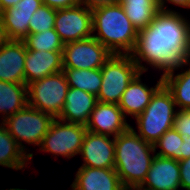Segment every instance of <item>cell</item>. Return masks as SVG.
Wrapping results in <instances>:
<instances>
[{
	"label": "cell",
	"mask_w": 190,
	"mask_h": 190,
	"mask_svg": "<svg viewBox=\"0 0 190 190\" xmlns=\"http://www.w3.org/2000/svg\"><path fill=\"white\" fill-rule=\"evenodd\" d=\"M11 39L7 34V30L3 24V20L0 14V49L5 46Z\"/></svg>",
	"instance_id": "obj_32"
},
{
	"label": "cell",
	"mask_w": 190,
	"mask_h": 190,
	"mask_svg": "<svg viewBox=\"0 0 190 190\" xmlns=\"http://www.w3.org/2000/svg\"><path fill=\"white\" fill-rule=\"evenodd\" d=\"M68 89L64 71L33 81L27 85L28 105L58 118Z\"/></svg>",
	"instance_id": "obj_7"
},
{
	"label": "cell",
	"mask_w": 190,
	"mask_h": 190,
	"mask_svg": "<svg viewBox=\"0 0 190 190\" xmlns=\"http://www.w3.org/2000/svg\"><path fill=\"white\" fill-rule=\"evenodd\" d=\"M71 190H126L114 168L79 166Z\"/></svg>",
	"instance_id": "obj_15"
},
{
	"label": "cell",
	"mask_w": 190,
	"mask_h": 190,
	"mask_svg": "<svg viewBox=\"0 0 190 190\" xmlns=\"http://www.w3.org/2000/svg\"><path fill=\"white\" fill-rule=\"evenodd\" d=\"M97 102V96L78 88L69 87L63 110L58 119L86 126Z\"/></svg>",
	"instance_id": "obj_19"
},
{
	"label": "cell",
	"mask_w": 190,
	"mask_h": 190,
	"mask_svg": "<svg viewBox=\"0 0 190 190\" xmlns=\"http://www.w3.org/2000/svg\"><path fill=\"white\" fill-rule=\"evenodd\" d=\"M54 119L52 115L27 104L20 111L5 119L3 123L18 145L30 156V163H32L34 154L30 153V148L28 149L25 144L39 147Z\"/></svg>",
	"instance_id": "obj_5"
},
{
	"label": "cell",
	"mask_w": 190,
	"mask_h": 190,
	"mask_svg": "<svg viewBox=\"0 0 190 190\" xmlns=\"http://www.w3.org/2000/svg\"><path fill=\"white\" fill-rule=\"evenodd\" d=\"M86 1L87 0H42V4L58 10V9L74 7Z\"/></svg>",
	"instance_id": "obj_30"
},
{
	"label": "cell",
	"mask_w": 190,
	"mask_h": 190,
	"mask_svg": "<svg viewBox=\"0 0 190 190\" xmlns=\"http://www.w3.org/2000/svg\"><path fill=\"white\" fill-rule=\"evenodd\" d=\"M63 51H35L26 48L25 84L63 71Z\"/></svg>",
	"instance_id": "obj_16"
},
{
	"label": "cell",
	"mask_w": 190,
	"mask_h": 190,
	"mask_svg": "<svg viewBox=\"0 0 190 190\" xmlns=\"http://www.w3.org/2000/svg\"><path fill=\"white\" fill-rule=\"evenodd\" d=\"M155 157L153 144L144 141L131 126L115 137V167L126 190H136L145 180Z\"/></svg>",
	"instance_id": "obj_3"
},
{
	"label": "cell",
	"mask_w": 190,
	"mask_h": 190,
	"mask_svg": "<svg viewBox=\"0 0 190 190\" xmlns=\"http://www.w3.org/2000/svg\"><path fill=\"white\" fill-rule=\"evenodd\" d=\"M93 37L112 54L130 55L138 31L118 1L91 0Z\"/></svg>",
	"instance_id": "obj_2"
},
{
	"label": "cell",
	"mask_w": 190,
	"mask_h": 190,
	"mask_svg": "<svg viewBox=\"0 0 190 190\" xmlns=\"http://www.w3.org/2000/svg\"><path fill=\"white\" fill-rule=\"evenodd\" d=\"M56 18V9L41 5L29 20V34L40 33L53 29Z\"/></svg>",
	"instance_id": "obj_27"
},
{
	"label": "cell",
	"mask_w": 190,
	"mask_h": 190,
	"mask_svg": "<svg viewBox=\"0 0 190 190\" xmlns=\"http://www.w3.org/2000/svg\"><path fill=\"white\" fill-rule=\"evenodd\" d=\"M183 8H186L188 11L190 10V0H186V3L183 6Z\"/></svg>",
	"instance_id": "obj_35"
},
{
	"label": "cell",
	"mask_w": 190,
	"mask_h": 190,
	"mask_svg": "<svg viewBox=\"0 0 190 190\" xmlns=\"http://www.w3.org/2000/svg\"><path fill=\"white\" fill-rule=\"evenodd\" d=\"M113 54L93 36L64 44L63 68L98 69Z\"/></svg>",
	"instance_id": "obj_10"
},
{
	"label": "cell",
	"mask_w": 190,
	"mask_h": 190,
	"mask_svg": "<svg viewBox=\"0 0 190 190\" xmlns=\"http://www.w3.org/2000/svg\"><path fill=\"white\" fill-rule=\"evenodd\" d=\"M54 29L64 44L92 37L91 0L56 10Z\"/></svg>",
	"instance_id": "obj_9"
},
{
	"label": "cell",
	"mask_w": 190,
	"mask_h": 190,
	"mask_svg": "<svg viewBox=\"0 0 190 190\" xmlns=\"http://www.w3.org/2000/svg\"><path fill=\"white\" fill-rule=\"evenodd\" d=\"M143 74L144 72H139L135 76L127 86L118 103L119 108L126 118L132 116L131 118L135 119L141 114L150 103L152 95L163 84V78L160 76L155 86H147L145 82H142L141 78Z\"/></svg>",
	"instance_id": "obj_14"
},
{
	"label": "cell",
	"mask_w": 190,
	"mask_h": 190,
	"mask_svg": "<svg viewBox=\"0 0 190 190\" xmlns=\"http://www.w3.org/2000/svg\"><path fill=\"white\" fill-rule=\"evenodd\" d=\"M42 0H20L14 7L0 12L11 40L23 41L29 35V20Z\"/></svg>",
	"instance_id": "obj_17"
},
{
	"label": "cell",
	"mask_w": 190,
	"mask_h": 190,
	"mask_svg": "<svg viewBox=\"0 0 190 190\" xmlns=\"http://www.w3.org/2000/svg\"><path fill=\"white\" fill-rule=\"evenodd\" d=\"M30 156L10 135L6 125L0 121V166L23 171L30 166Z\"/></svg>",
	"instance_id": "obj_20"
},
{
	"label": "cell",
	"mask_w": 190,
	"mask_h": 190,
	"mask_svg": "<svg viewBox=\"0 0 190 190\" xmlns=\"http://www.w3.org/2000/svg\"><path fill=\"white\" fill-rule=\"evenodd\" d=\"M171 92L162 84L152 95L150 103L139 114L136 133L146 142L154 144L167 130L174 127L178 110Z\"/></svg>",
	"instance_id": "obj_4"
},
{
	"label": "cell",
	"mask_w": 190,
	"mask_h": 190,
	"mask_svg": "<svg viewBox=\"0 0 190 190\" xmlns=\"http://www.w3.org/2000/svg\"><path fill=\"white\" fill-rule=\"evenodd\" d=\"M67 83L70 88L98 95L102 84L101 68L98 69H73L63 68Z\"/></svg>",
	"instance_id": "obj_24"
},
{
	"label": "cell",
	"mask_w": 190,
	"mask_h": 190,
	"mask_svg": "<svg viewBox=\"0 0 190 190\" xmlns=\"http://www.w3.org/2000/svg\"><path fill=\"white\" fill-rule=\"evenodd\" d=\"M179 70L164 76L163 84L171 92L178 111H183L190 108V59Z\"/></svg>",
	"instance_id": "obj_22"
},
{
	"label": "cell",
	"mask_w": 190,
	"mask_h": 190,
	"mask_svg": "<svg viewBox=\"0 0 190 190\" xmlns=\"http://www.w3.org/2000/svg\"><path fill=\"white\" fill-rule=\"evenodd\" d=\"M140 72L131 55L113 54L101 67L102 84L98 102L117 104L127 86Z\"/></svg>",
	"instance_id": "obj_6"
},
{
	"label": "cell",
	"mask_w": 190,
	"mask_h": 190,
	"mask_svg": "<svg viewBox=\"0 0 190 190\" xmlns=\"http://www.w3.org/2000/svg\"><path fill=\"white\" fill-rule=\"evenodd\" d=\"M28 104L27 85L0 81L1 122Z\"/></svg>",
	"instance_id": "obj_21"
},
{
	"label": "cell",
	"mask_w": 190,
	"mask_h": 190,
	"mask_svg": "<svg viewBox=\"0 0 190 190\" xmlns=\"http://www.w3.org/2000/svg\"><path fill=\"white\" fill-rule=\"evenodd\" d=\"M23 41L28 50L63 51L64 48V43L54 28L40 33L29 34Z\"/></svg>",
	"instance_id": "obj_25"
},
{
	"label": "cell",
	"mask_w": 190,
	"mask_h": 190,
	"mask_svg": "<svg viewBox=\"0 0 190 190\" xmlns=\"http://www.w3.org/2000/svg\"><path fill=\"white\" fill-rule=\"evenodd\" d=\"M181 160L190 157V137L184 136L182 143V151H181Z\"/></svg>",
	"instance_id": "obj_33"
},
{
	"label": "cell",
	"mask_w": 190,
	"mask_h": 190,
	"mask_svg": "<svg viewBox=\"0 0 190 190\" xmlns=\"http://www.w3.org/2000/svg\"><path fill=\"white\" fill-rule=\"evenodd\" d=\"M130 55L140 72L146 73L151 67L163 78L178 71L190 59L189 19L177 10L159 11L152 23L138 31Z\"/></svg>",
	"instance_id": "obj_1"
},
{
	"label": "cell",
	"mask_w": 190,
	"mask_h": 190,
	"mask_svg": "<svg viewBox=\"0 0 190 190\" xmlns=\"http://www.w3.org/2000/svg\"><path fill=\"white\" fill-rule=\"evenodd\" d=\"M178 162L180 168L181 189L190 190V157Z\"/></svg>",
	"instance_id": "obj_29"
},
{
	"label": "cell",
	"mask_w": 190,
	"mask_h": 190,
	"mask_svg": "<svg viewBox=\"0 0 190 190\" xmlns=\"http://www.w3.org/2000/svg\"><path fill=\"white\" fill-rule=\"evenodd\" d=\"M117 104L97 102L91 112L86 129L95 134L116 137L131 124Z\"/></svg>",
	"instance_id": "obj_12"
},
{
	"label": "cell",
	"mask_w": 190,
	"mask_h": 190,
	"mask_svg": "<svg viewBox=\"0 0 190 190\" xmlns=\"http://www.w3.org/2000/svg\"><path fill=\"white\" fill-rule=\"evenodd\" d=\"M86 132L85 125L55 118L38 150L50 153L55 159L61 156L69 160L79 155Z\"/></svg>",
	"instance_id": "obj_8"
},
{
	"label": "cell",
	"mask_w": 190,
	"mask_h": 190,
	"mask_svg": "<svg viewBox=\"0 0 190 190\" xmlns=\"http://www.w3.org/2000/svg\"><path fill=\"white\" fill-rule=\"evenodd\" d=\"M87 131L79 155L81 166L93 168L115 167V137Z\"/></svg>",
	"instance_id": "obj_11"
},
{
	"label": "cell",
	"mask_w": 190,
	"mask_h": 190,
	"mask_svg": "<svg viewBox=\"0 0 190 190\" xmlns=\"http://www.w3.org/2000/svg\"><path fill=\"white\" fill-rule=\"evenodd\" d=\"M183 136L174 127L167 130L154 144L155 155L181 160ZM160 150H158V149ZM158 150V152H156Z\"/></svg>",
	"instance_id": "obj_26"
},
{
	"label": "cell",
	"mask_w": 190,
	"mask_h": 190,
	"mask_svg": "<svg viewBox=\"0 0 190 190\" xmlns=\"http://www.w3.org/2000/svg\"><path fill=\"white\" fill-rule=\"evenodd\" d=\"M166 3H169L172 6L175 5L180 8H183V6L186 3V0H158L160 11H175L173 7L170 8L169 6H167L168 4Z\"/></svg>",
	"instance_id": "obj_31"
},
{
	"label": "cell",
	"mask_w": 190,
	"mask_h": 190,
	"mask_svg": "<svg viewBox=\"0 0 190 190\" xmlns=\"http://www.w3.org/2000/svg\"><path fill=\"white\" fill-rule=\"evenodd\" d=\"M24 41L10 40L0 49V81L25 84Z\"/></svg>",
	"instance_id": "obj_18"
},
{
	"label": "cell",
	"mask_w": 190,
	"mask_h": 190,
	"mask_svg": "<svg viewBox=\"0 0 190 190\" xmlns=\"http://www.w3.org/2000/svg\"><path fill=\"white\" fill-rule=\"evenodd\" d=\"M20 0H0V12L14 7Z\"/></svg>",
	"instance_id": "obj_34"
},
{
	"label": "cell",
	"mask_w": 190,
	"mask_h": 190,
	"mask_svg": "<svg viewBox=\"0 0 190 190\" xmlns=\"http://www.w3.org/2000/svg\"><path fill=\"white\" fill-rule=\"evenodd\" d=\"M174 129L183 137H190V108L177 112L174 122Z\"/></svg>",
	"instance_id": "obj_28"
},
{
	"label": "cell",
	"mask_w": 190,
	"mask_h": 190,
	"mask_svg": "<svg viewBox=\"0 0 190 190\" xmlns=\"http://www.w3.org/2000/svg\"><path fill=\"white\" fill-rule=\"evenodd\" d=\"M118 2L137 31L152 23L160 11L158 0H118Z\"/></svg>",
	"instance_id": "obj_23"
},
{
	"label": "cell",
	"mask_w": 190,
	"mask_h": 190,
	"mask_svg": "<svg viewBox=\"0 0 190 190\" xmlns=\"http://www.w3.org/2000/svg\"><path fill=\"white\" fill-rule=\"evenodd\" d=\"M179 162L169 157H154L143 183L136 190H179Z\"/></svg>",
	"instance_id": "obj_13"
}]
</instances>
